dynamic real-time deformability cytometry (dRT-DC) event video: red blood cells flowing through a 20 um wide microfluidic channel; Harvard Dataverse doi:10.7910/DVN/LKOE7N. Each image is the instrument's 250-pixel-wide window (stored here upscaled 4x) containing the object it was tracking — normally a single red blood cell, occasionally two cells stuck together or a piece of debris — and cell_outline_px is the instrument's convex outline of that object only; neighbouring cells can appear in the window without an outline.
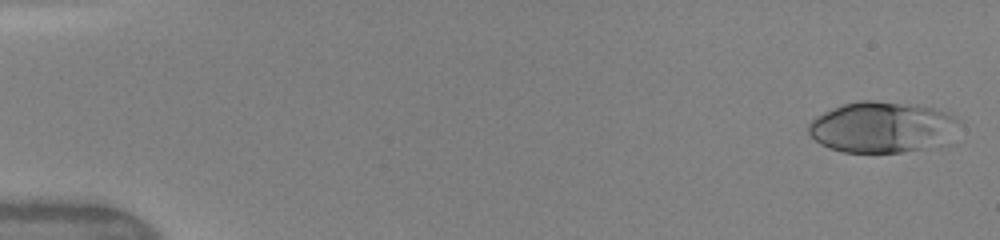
{"species": "human", "species_latin": "Homo sapiens", "temperature_condition": "warm", "stored_images_in_passage": 48, "camera_frame_rate_fps": 3000, "um_per_image_px": 0.085, "donor": {"sex": "female"}, "frame": {"image": 1, "passage_image": 1, "time_ms": 0.0, "image_size_px": [1000, 240], "cell_outline_px": [[964, 120], [940, 148], [900, 152], [844, 152], [828, 148], [820, 144], [808, 132], [808, 124], [816, 116], [824, 112], [844, 104], [856, 100], [872, 100], [924, 104], [948, 112]], "centroid_in_image_um": [75.07, 10.8], "position_along_channel_um": 9.9, "area_um2": 45.84}}
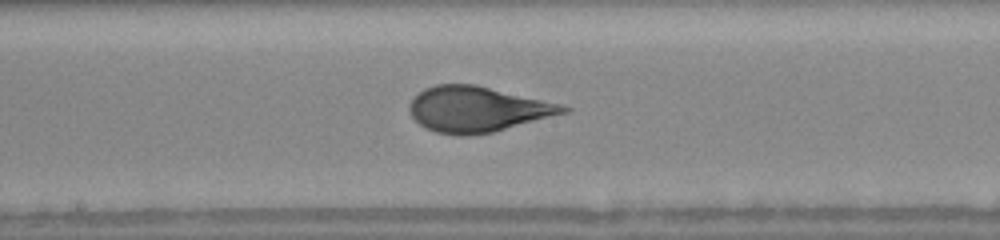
{"frame": {"image": 2, "passage_image": 26, "time_ms": 8.333, "image_size_px": [1000, 240], "cell_outline_px": [[572, 108], [568, 112], [492, 132], [464, 136], [436, 132], [424, 128], [412, 116], [408, 108], [408, 104], [424, 88], [436, 84], [476, 84], [560, 104]], "centroid_in_image_um": [40.55, 9.28], "position_along_channel_um": 207.7, "area_um2": 40.4}}
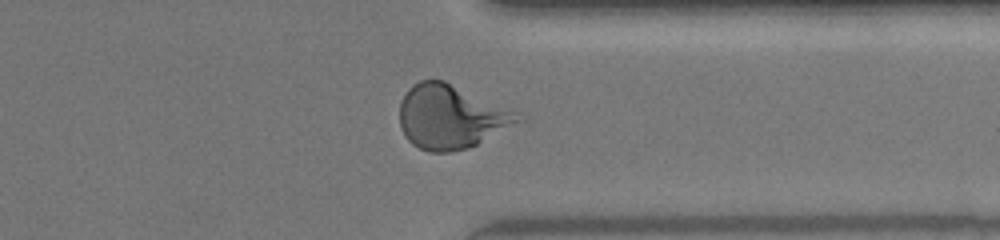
{"frame": {"image": 3, "passage_image": 38, "time_ms": 12.333, "image_size_px": [1000, 240], "cell_outline_px": [[528, 120], [468, 148], [452, 152], [428, 152], [412, 144], [408, 140], [400, 128], [400, 100], [408, 88], [412, 84], [420, 80], [444, 80], [512, 108], [528, 116]], "centroid_in_image_um": [38.41, 9.92], "position_along_channel_um": 373.0, "area_um2": 45.08}, "authors_computed_cell_mechanics": {"area_um2": 41.5293, "velocity_mm_per_s": 4.1526, "shape_relaxation_time_tau1_ms": 3.8, "shape_relaxation_time_tau2_ms": null, "deformation_change_tau1": 0.1931, "deformation_change_tau2": null}}